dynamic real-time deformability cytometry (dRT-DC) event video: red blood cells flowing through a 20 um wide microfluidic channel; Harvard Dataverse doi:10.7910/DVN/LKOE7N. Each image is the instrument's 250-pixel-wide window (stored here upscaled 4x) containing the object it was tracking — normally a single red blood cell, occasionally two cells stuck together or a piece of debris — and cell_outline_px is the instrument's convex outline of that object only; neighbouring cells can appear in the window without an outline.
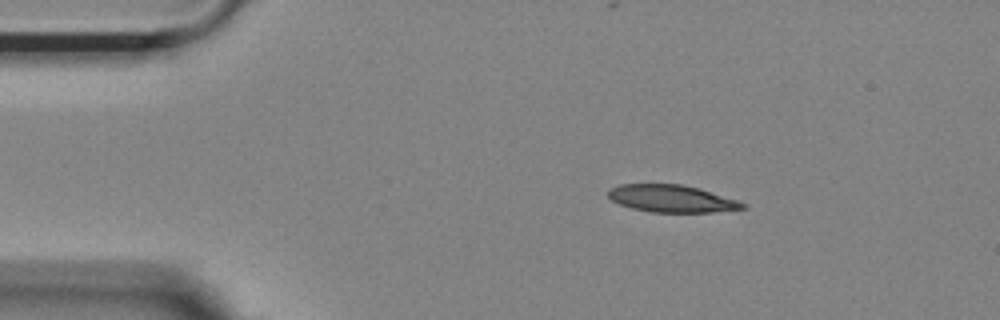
{"species": "Egyptian fruit bat (a non-hibernating species)", "species_latin": "Rousettus aegyptiacus", "temperature_condition": "room temperature", "stored_images_in_passage": 47, "camera_frame_rate_fps": 3000, "um_per_image_px": 0.085, "animal": {"sex": "female"}, "frame": {"image": 1, "passage_image": 1, "time_ms": 0.0, "image_size_px": [1000, 320], "cell_outline_px": [[748, 208], [712, 212], [652, 212], [632, 208], [620, 204], [612, 200], [608, 196], [608, 188], [620, 184], [684, 184], [700, 188], [748, 204]], "centroid_in_image_um": [57.1, 16.87], "position_along_channel_um": 27.9, "area_um2": 21.44}}
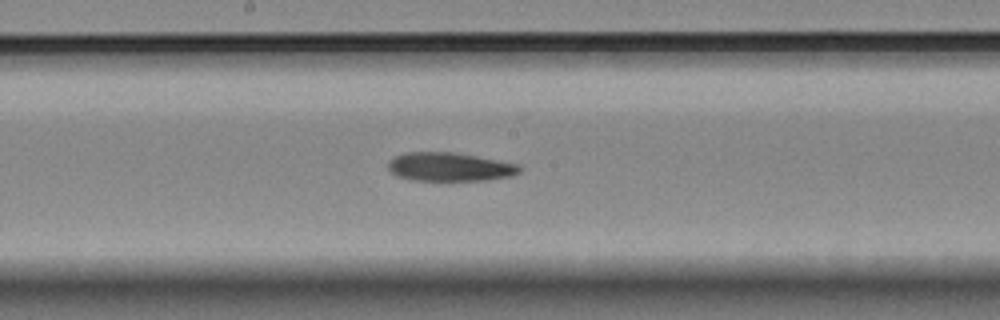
{"frame": {"image": 2, "passage_image": 20, "time_ms": 6.333, "image_size_px": [1000, 320], "cell_outline_px": [[520, 172], [512, 176], [488, 180], [412, 180], [396, 176], [388, 168], [388, 164], [396, 156], [408, 152], [452, 152], [476, 156], [520, 164]], "centroid_in_image_um": [38.26, 14.19], "position_along_channel_um": 209.9, "area_um2": 21.79}}
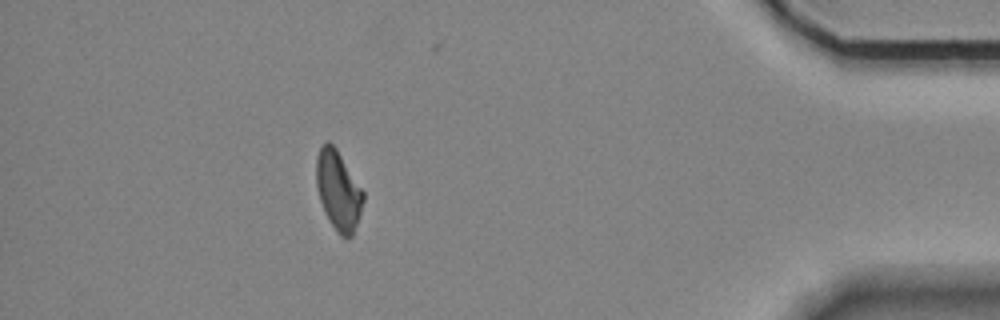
{"frame": {"image": 3, "passage_image": 40, "time_ms": 13.0, "image_size_px": [1000, 320], "cell_outline_px": [[364, 200], [352, 236], [348, 240], [340, 236], [328, 220], [320, 200], [316, 184], [316, 156], [320, 148], [328, 140], [336, 148], [364, 192]], "centroid_in_image_um": [28.74, 16.21], "position_along_channel_um": 406.5, "area_um2": 21.56}, "authors_computed_cell_mechanics": {"area_um2": 22.1952, "velocity_mm_per_s": 3.6843, "shape_relaxation_time_tau1_ms": 5.5932, "shape_relaxation_time_tau2_ms": null, "deformation_change_tau1": 0.165, "deformation_change_tau2": null}}